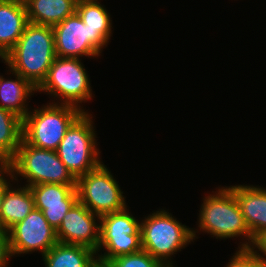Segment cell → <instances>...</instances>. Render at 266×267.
<instances>
[{
    "instance_id": "18",
    "label": "cell",
    "mask_w": 266,
    "mask_h": 267,
    "mask_svg": "<svg viewBox=\"0 0 266 267\" xmlns=\"http://www.w3.org/2000/svg\"><path fill=\"white\" fill-rule=\"evenodd\" d=\"M28 22L53 27L76 13L78 0H24Z\"/></svg>"
},
{
    "instance_id": "12",
    "label": "cell",
    "mask_w": 266,
    "mask_h": 267,
    "mask_svg": "<svg viewBox=\"0 0 266 267\" xmlns=\"http://www.w3.org/2000/svg\"><path fill=\"white\" fill-rule=\"evenodd\" d=\"M58 242L88 247L97 252L100 240V216L77 201L56 229Z\"/></svg>"
},
{
    "instance_id": "9",
    "label": "cell",
    "mask_w": 266,
    "mask_h": 267,
    "mask_svg": "<svg viewBox=\"0 0 266 267\" xmlns=\"http://www.w3.org/2000/svg\"><path fill=\"white\" fill-rule=\"evenodd\" d=\"M78 201L98 216L124 210L126 197L110 169L102 162L76 180Z\"/></svg>"
},
{
    "instance_id": "10",
    "label": "cell",
    "mask_w": 266,
    "mask_h": 267,
    "mask_svg": "<svg viewBox=\"0 0 266 267\" xmlns=\"http://www.w3.org/2000/svg\"><path fill=\"white\" fill-rule=\"evenodd\" d=\"M55 51L62 58H97L109 40L101 33L91 31L77 13L53 26Z\"/></svg>"
},
{
    "instance_id": "20",
    "label": "cell",
    "mask_w": 266,
    "mask_h": 267,
    "mask_svg": "<svg viewBox=\"0 0 266 267\" xmlns=\"http://www.w3.org/2000/svg\"><path fill=\"white\" fill-rule=\"evenodd\" d=\"M23 119L0 107V165H7L22 141Z\"/></svg>"
},
{
    "instance_id": "16",
    "label": "cell",
    "mask_w": 266,
    "mask_h": 267,
    "mask_svg": "<svg viewBox=\"0 0 266 267\" xmlns=\"http://www.w3.org/2000/svg\"><path fill=\"white\" fill-rule=\"evenodd\" d=\"M0 59L8 66L6 67L8 68L7 74L15 77V79L3 77L0 85V107L23 119L30 111L27 101L30 99L29 97L37 93V88L20 74L11 71L5 56H0Z\"/></svg>"
},
{
    "instance_id": "15",
    "label": "cell",
    "mask_w": 266,
    "mask_h": 267,
    "mask_svg": "<svg viewBox=\"0 0 266 267\" xmlns=\"http://www.w3.org/2000/svg\"><path fill=\"white\" fill-rule=\"evenodd\" d=\"M27 23L24 0H0V56L17 44Z\"/></svg>"
},
{
    "instance_id": "22",
    "label": "cell",
    "mask_w": 266,
    "mask_h": 267,
    "mask_svg": "<svg viewBox=\"0 0 266 267\" xmlns=\"http://www.w3.org/2000/svg\"><path fill=\"white\" fill-rule=\"evenodd\" d=\"M104 267H165L145 250L111 259Z\"/></svg>"
},
{
    "instance_id": "19",
    "label": "cell",
    "mask_w": 266,
    "mask_h": 267,
    "mask_svg": "<svg viewBox=\"0 0 266 267\" xmlns=\"http://www.w3.org/2000/svg\"><path fill=\"white\" fill-rule=\"evenodd\" d=\"M19 186L14 188L11 185L4 195L0 214L1 230L8 231L16 223L25 219L35 208L34 197L30 188L25 185Z\"/></svg>"
},
{
    "instance_id": "1",
    "label": "cell",
    "mask_w": 266,
    "mask_h": 267,
    "mask_svg": "<svg viewBox=\"0 0 266 267\" xmlns=\"http://www.w3.org/2000/svg\"><path fill=\"white\" fill-rule=\"evenodd\" d=\"M5 57L11 71L38 89L57 58L53 27L28 22L17 44Z\"/></svg>"
},
{
    "instance_id": "5",
    "label": "cell",
    "mask_w": 266,
    "mask_h": 267,
    "mask_svg": "<svg viewBox=\"0 0 266 267\" xmlns=\"http://www.w3.org/2000/svg\"><path fill=\"white\" fill-rule=\"evenodd\" d=\"M83 113L77 107L46 103L23 118L22 139L40 149L56 151L67 129Z\"/></svg>"
},
{
    "instance_id": "14",
    "label": "cell",
    "mask_w": 266,
    "mask_h": 267,
    "mask_svg": "<svg viewBox=\"0 0 266 267\" xmlns=\"http://www.w3.org/2000/svg\"><path fill=\"white\" fill-rule=\"evenodd\" d=\"M227 187L235 195L245 223L255 239L266 230V188L250 184Z\"/></svg>"
},
{
    "instance_id": "3",
    "label": "cell",
    "mask_w": 266,
    "mask_h": 267,
    "mask_svg": "<svg viewBox=\"0 0 266 267\" xmlns=\"http://www.w3.org/2000/svg\"><path fill=\"white\" fill-rule=\"evenodd\" d=\"M168 211L158 209L141 220V246L165 267H175L174 254L198 239L199 231L182 224Z\"/></svg>"
},
{
    "instance_id": "2",
    "label": "cell",
    "mask_w": 266,
    "mask_h": 267,
    "mask_svg": "<svg viewBox=\"0 0 266 267\" xmlns=\"http://www.w3.org/2000/svg\"><path fill=\"white\" fill-rule=\"evenodd\" d=\"M212 193H207L202 199L197 229L219 240L240 237L243 242L241 240L237 249H251L255 239L233 192L227 186H221Z\"/></svg>"
},
{
    "instance_id": "11",
    "label": "cell",
    "mask_w": 266,
    "mask_h": 267,
    "mask_svg": "<svg viewBox=\"0 0 266 267\" xmlns=\"http://www.w3.org/2000/svg\"><path fill=\"white\" fill-rule=\"evenodd\" d=\"M7 232L13 257L35 251L41 252L43 256L58 242L56 229L48 223L43 212L36 208Z\"/></svg>"
},
{
    "instance_id": "6",
    "label": "cell",
    "mask_w": 266,
    "mask_h": 267,
    "mask_svg": "<svg viewBox=\"0 0 266 267\" xmlns=\"http://www.w3.org/2000/svg\"><path fill=\"white\" fill-rule=\"evenodd\" d=\"M14 180L20 176L26 180L25 186L38 184L76 185V178L60 160L56 151L40 149L26 143L23 139L15 157L7 164Z\"/></svg>"
},
{
    "instance_id": "8",
    "label": "cell",
    "mask_w": 266,
    "mask_h": 267,
    "mask_svg": "<svg viewBox=\"0 0 266 267\" xmlns=\"http://www.w3.org/2000/svg\"><path fill=\"white\" fill-rule=\"evenodd\" d=\"M141 249V221L129 212L128 206L124 210L100 216V240L96 252L100 267L111 259ZM101 250L105 252L102 254Z\"/></svg>"
},
{
    "instance_id": "21",
    "label": "cell",
    "mask_w": 266,
    "mask_h": 267,
    "mask_svg": "<svg viewBox=\"0 0 266 267\" xmlns=\"http://www.w3.org/2000/svg\"><path fill=\"white\" fill-rule=\"evenodd\" d=\"M76 13L91 31L101 32L108 40L111 39V15L99 0H78Z\"/></svg>"
},
{
    "instance_id": "27",
    "label": "cell",
    "mask_w": 266,
    "mask_h": 267,
    "mask_svg": "<svg viewBox=\"0 0 266 267\" xmlns=\"http://www.w3.org/2000/svg\"><path fill=\"white\" fill-rule=\"evenodd\" d=\"M3 75H0V85H1V83H2V79H3Z\"/></svg>"
},
{
    "instance_id": "26",
    "label": "cell",
    "mask_w": 266,
    "mask_h": 267,
    "mask_svg": "<svg viewBox=\"0 0 266 267\" xmlns=\"http://www.w3.org/2000/svg\"><path fill=\"white\" fill-rule=\"evenodd\" d=\"M251 249L266 262V230L255 238Z\"/></svg>"
},
{
    "instance_id": "7",
    "label": "cell",
    "mask_w": 266,
    "mask_h": 267,
    "mask_svg": "<svg viewBox=\"0 0 266 267\" xmlns=\"http://www.w3.org/2000/svg\"><path fill=\"white\" fill-rule=\"evenodd\" d=\"M90 113V114H89ZM91 112H83L67 129L56 152L77 179L96 169L103 161Z\"/></svg>"
},
{
    "instance_id": "13",
    "label": "cell",
    "mask_w": 266,
    "mask_h": 267,
    "mask_svg": "<svg viewBox=\"0 0 266 267\" xmlns=\"http://www.w3.org/2000/svg\"><path fill=\"white\" fill-rule=\"evenodd\" d=\"M35 208L43 212L45 219L57 229L65 214L78 201L76 185L55 183L29 186Z\"/></svg>"
},
{
    "instance_id": "25",
    "label": "cell",
    "mask_w": 266,
    "mask_h": 267,
    "mask_svg": "<svg viewBox=\"0 0 266 267\" xmlns=\"http://www.w3.org/2000/svg\"><path fill=\"white\" fill-rule=\"evenodd\" d=\"M13 181L14 183H16L11 169L7 165H0V214L2 210V201H3L4 195L7 189L13 184L10 182H13Z\"/></svg>"
},
{
    "instance_id": "23",
    "label": "cell",
    "mask_w": 266,
    "mask_h": 267,
    "mask_svg": "<svg viewBox=\"0 0 266 267\" xmlns=\"http://www.w3.org/2000/svg\"><path fill=\"white\" fill-rule=\"evenodd\" d=\"M226 267H266V262L252 249H237Z\"/></svg>"
},
{
    "instance_id": "17",
    "label": "cell",
    "mask_w": 266,
    "mask_h": 267,
    "mask_svg": "<svg viewBox=\"0 0 266 267\" xmlns=\"http://www.w3.org/2000/svg\"><path fill=\"white\" fill-rule=\"evenodd\" d=\"M42 258L45 267H100L96 251L81 245L57 242Z\"/></svg>"
},
{
    "instance_id": "4",
    "label": "cell",
    "mask_w": 266,
    "mask_h": 267,
    "mask_svg": "<svg viewBox=\"0 0 266 267\" xmlns=\"http://www.w3.org/2000/svg\"><path fill=\"white\" fill-rule=\"evenodd\" d=\"M81 61V58L57 57L37 92L48 93L51 98H55L51 102L53 104L71 105L88 112L81 104L91 101L94 94L89 75Z\"/></svg>"
},
{
    "instance_id": "24",
    "label": "cell",
    "mask_w": 266,
    "mask_h": 267,
    "mask_svg": "<svg viewBox=\"0 0 266 267\" xmlns=\"http://www.w3.org/2000/svg\"><path fill=\"white\" fill-rule=\"evenodd\" d=\"M12 257L8 232L0 229V267H9Z\"/></svg>"
}]
</instances>
